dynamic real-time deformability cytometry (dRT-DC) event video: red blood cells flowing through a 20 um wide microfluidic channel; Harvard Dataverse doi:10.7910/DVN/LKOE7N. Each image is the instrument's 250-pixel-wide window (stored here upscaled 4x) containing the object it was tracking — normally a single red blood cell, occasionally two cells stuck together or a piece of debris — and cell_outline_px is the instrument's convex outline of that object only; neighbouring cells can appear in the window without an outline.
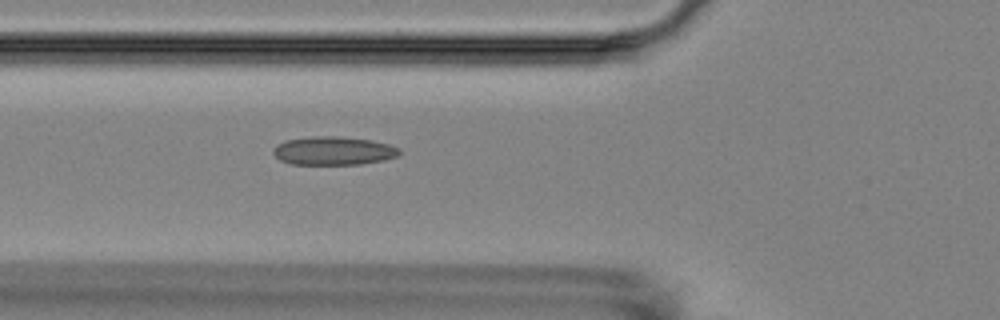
{"species": "Egyptian fruit bat (a non-hibernating species)", "species_latin": "Rousettus aegyptiacus", "temperature_condition": "room temperature", "stored_images_in_passage": 5, "camera_frame_rate_fps": 3000, "um_per_image_px": 0.085, "animal": {"sex": "female"}, "frame": {"image": 1, "passage_image": 5, "time_ms": 4.333, "image_size_px": [1000, 320], "cell_outline_px": [[400, 152], [396, 156], [384, 160], [360, 164], [292, 164], [280, 160], [272, 152], [272, 148], [276, 144], [284, 140], [312, 136], [340, 136], [372, 140], [388, 144], [400, 148]], "centroid_in_image_um": [28.31, 12.8], "position_along_channel_um": 97.5, "area_um2": 21.04}}